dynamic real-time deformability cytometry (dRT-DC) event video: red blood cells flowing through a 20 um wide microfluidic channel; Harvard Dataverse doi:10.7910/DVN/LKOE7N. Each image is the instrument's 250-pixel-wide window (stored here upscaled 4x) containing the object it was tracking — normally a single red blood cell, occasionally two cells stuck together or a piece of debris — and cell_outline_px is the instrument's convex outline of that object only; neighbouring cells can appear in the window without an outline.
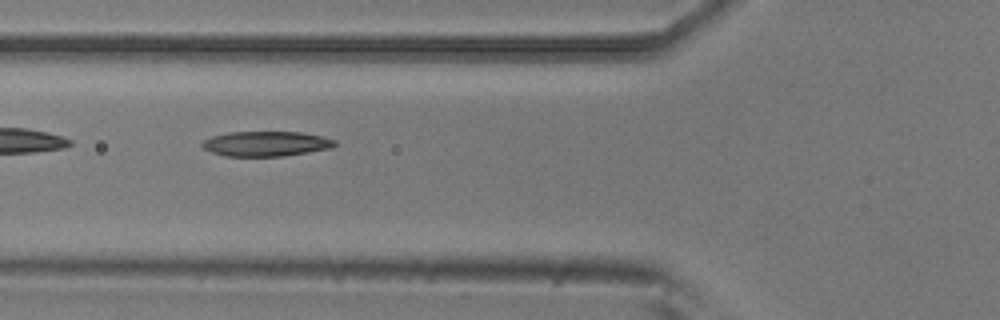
{"species": "common noctule bat (a hibernating species)", "species_latin": "Nyctalus noctula", "temperature_condition": "room temperature", "stored_images_in_passage": 35, "camera_frame_rate_fps": 3000, "um_per_image_px": 0.085, "animal": {"sex": "male", "body_mass_g": 20.5, "forearm_length_mm": 52.5}, "frame": {"image": 1, "passage_image": 3, "time_ms": 0.667, "image_size_px": [1000, 320], "cell_outline_px": [[336, 144], [332, 148], [284, 156], [224, 156], [212, 152], [204, 148], [200, 144], [204, 140], [212, 136], [228, 132], [300, 132], [324, 136], [336, 140]], "centroid_in_image_um": [22.63, 12.21], "position_along_channel_um": 103.2, "area_um2": 19.36}}
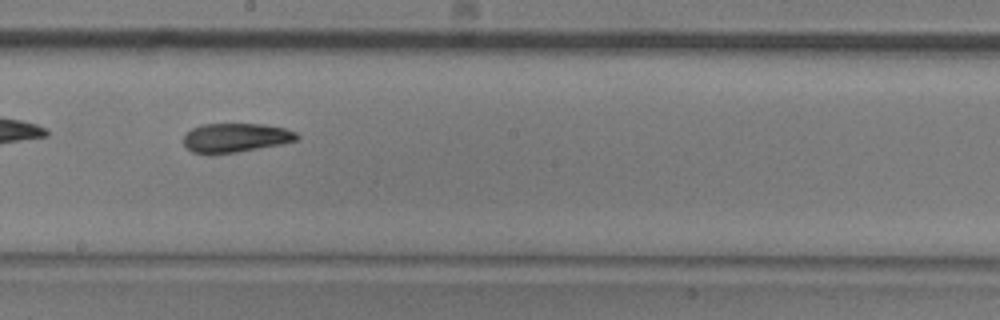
{"frame": {"image": 2, "passage_image": 13, "time_ms": 4.0, "image_size_px": [1000, 320], "cell_outline_px": [[300, 136], [296, 140], [280, 144], [236, 152], [212, 156], [208, 156], [192, 152], [184, 144], [184, 136], [192, 128], [200, 124], [264, 124], [284, 128], [296, 132]], "centroid_in_image_um": [19.98, 11.72], "position_along_channel_um": 228.2, "area_um2": 19.42}}
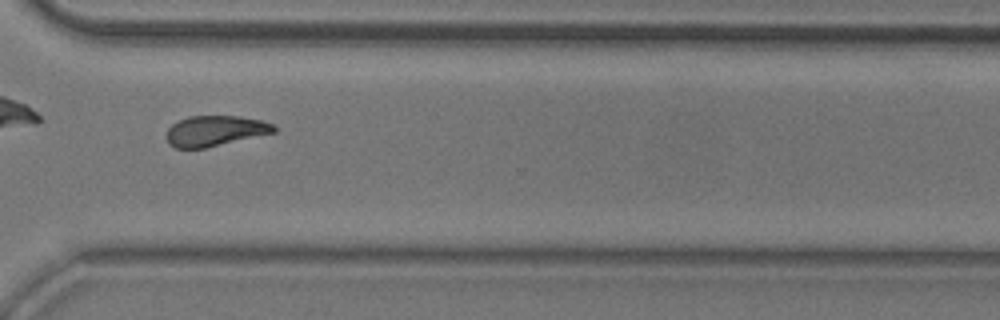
{"frame": {"image": 3, "passage_image": 23, "time_ms": 7.333, "image_size_px": [1000, 320], "cell_outline_px": [[276, 132], [204, 148], [176, 148], [168, 144], [168, 128], [172, 124], [188, 116], [236, 116], [264, 120], [272, 124], [276, 128]], "centroid_in_image_um": [18.3, 11.12], "position_along_channel_um": 352.3, "area_um2": 18.9}}